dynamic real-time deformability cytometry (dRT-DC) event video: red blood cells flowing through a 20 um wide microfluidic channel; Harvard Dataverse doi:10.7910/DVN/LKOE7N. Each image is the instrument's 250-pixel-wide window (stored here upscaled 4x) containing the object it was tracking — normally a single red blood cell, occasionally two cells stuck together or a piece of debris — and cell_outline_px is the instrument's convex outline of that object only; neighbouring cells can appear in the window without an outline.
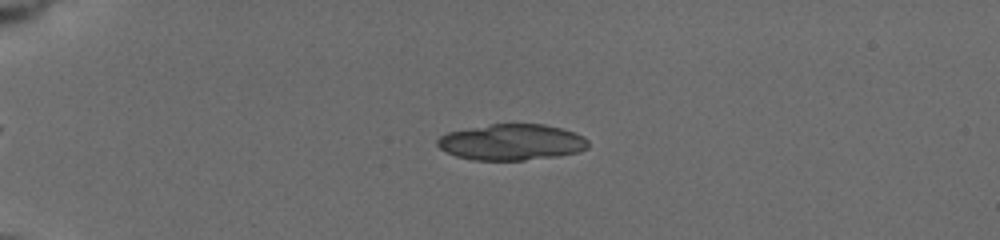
{"species": "common noctule bat (a hibernating species)", "species_latin": "Nyctalus noctula", "temperature_condition": "cold", "stored_images_in_passage": 41, "segment_of_instrument_passage": [1, 2], "camera_frame_rate_fps": 3000, "um_per_image_px": 0.085, "animal": {"sex": "female", "body_mass_g": 19.5, "forearm_length_mm": 54.1}, "frame": {"image": 1, "passage_image": 9, "time_ms": 4.667, "image_size_px": [1000, 240], "cell_outline_px": [[588, 148], [580, 152], [556, 156], [524, 160], [472, 160], [456, 156], [440, 148], [436, 144], [436, 140], [440, 136], [448, 132], [492, 124], [544, 124], [576, 132], [584, 136], [588, 140]], "centroid_in_image_um": [43.52, 12.09], "position_along_channel_um": 41.5, "area_um2": 31.73}}